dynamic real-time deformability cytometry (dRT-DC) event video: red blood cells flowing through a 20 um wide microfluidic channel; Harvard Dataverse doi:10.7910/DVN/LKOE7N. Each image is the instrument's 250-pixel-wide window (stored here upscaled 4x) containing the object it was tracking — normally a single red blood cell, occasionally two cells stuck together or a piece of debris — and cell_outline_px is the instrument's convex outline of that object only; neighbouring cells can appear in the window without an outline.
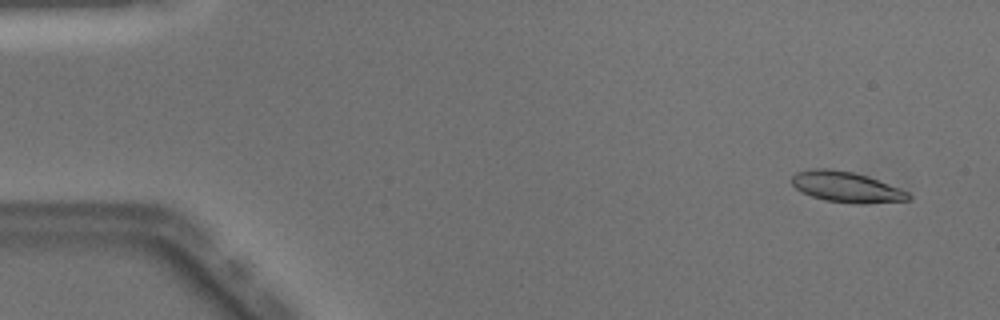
{"species": "Egyptian fruit bat (a non-hibernating species)", "species_latin": "Rousettus aegyptiacus", "temperature_condition": "warm", "stored_images_in_passage": 50, "camera_frame_rate_fps": 3000, "um_per_image_px": 0.085, "animal": {"sex": "male"}, "frame": {"image": 1, "passage_image": 3, "time_ms": 0.667, "image_size_px": [1000, 320], "cell_outline_px": [[912, 196], [908, 200], [864, 204], [856, 204], [824, 200], [812, 196], [796, 188], [792, 184], [792, 176], [796, 172], [812, 168], [832, 168], [852, 172], [868, 176], [900, 188], [908, 192]], "centroid_in_image_um": [71.95, 15.89], "position_along_channel_um": 13.1, "area_um2": 20.87}}
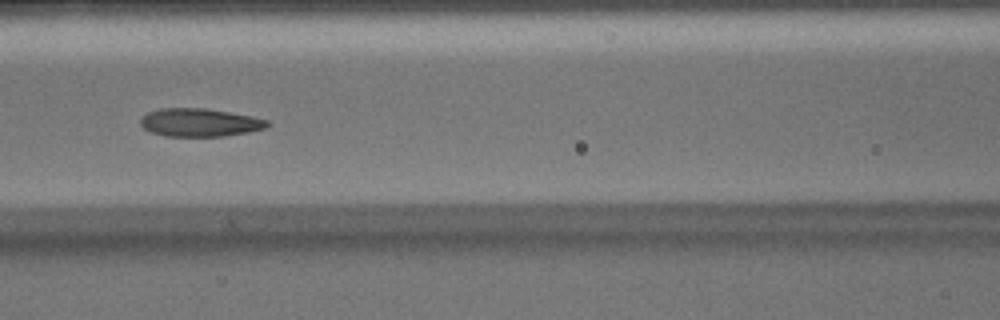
{"frame": {"image": 2, "passage_image": 22, "time_ms": 7.0, "image_size_px": [1000, 320], "cell_outline_px": [[272, 124], [264, 128], [248, 132], [224, 136], [164, 136], [152, 132], [144, 128], [140, 124], [140, 116], [148, 112], [160, 108], [204, 108], [252, 116], [268, 120]], "centroid_in_image_um": [16.96, 10.41], "position_along_channel_um": 149.6, "area_um2": 20.81}}
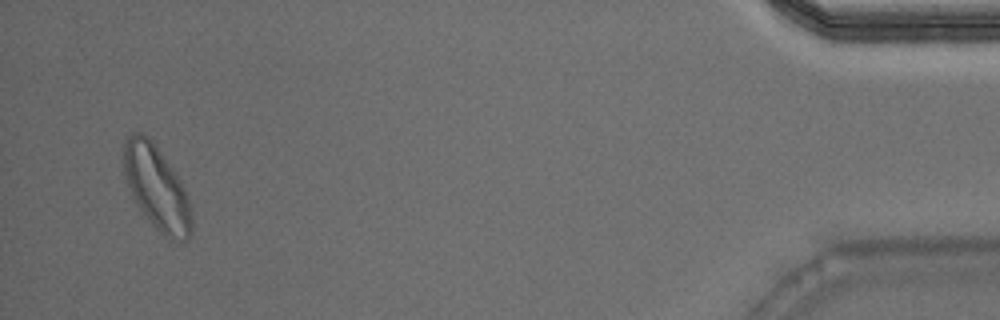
{"frame": {"image": 3, "passage_image": 48, "time_ms": 15.667, "image_size_px": [1000, 320], "cell_outline_px": [[192, 232], [188, 240], [180, 240], [164, 236], [152, 224], [140, 208], [132, 196], [124, 176], [124, 140], [128, 136], [136, 132], [140, 132], [148, 136], [156, 144], [176, 172], [184, 188], [188, 200], [192, 216]], "centroid_in_image_um": [13.32, 15.93], "position_along_channel_um": 421.9, "area_um2": 33.06}, "authors_computed_cell_mechanics": {"area_um2": 21.0681, "velocity_mm_per_s": 4.0447, "shape_relaxation_time_tau1_ms": 4.9095, "shape_relaxation_time_tau2_ms": 1.9123, "deformation_change_tau1": 0.1889, "deformation_change_tau2": 0.0902}}